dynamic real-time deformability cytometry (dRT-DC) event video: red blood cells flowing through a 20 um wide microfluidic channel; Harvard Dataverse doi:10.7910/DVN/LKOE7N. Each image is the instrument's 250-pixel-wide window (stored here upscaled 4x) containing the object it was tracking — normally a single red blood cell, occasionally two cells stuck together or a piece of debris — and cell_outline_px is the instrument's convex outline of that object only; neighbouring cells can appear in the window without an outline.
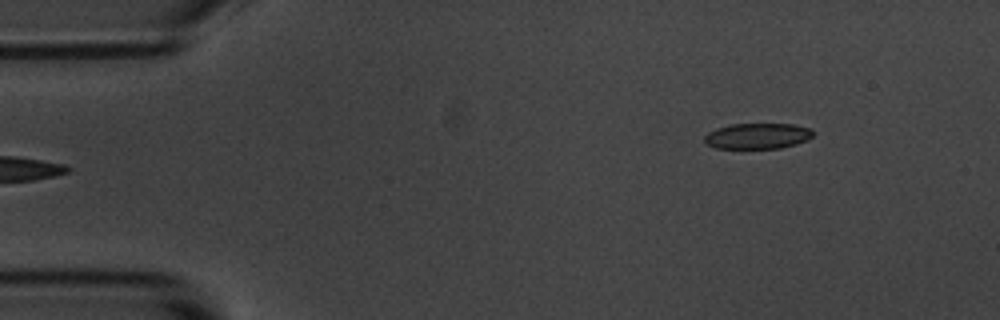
{"species": "common noctule bat (a hibernating species)", "species_latin": "Nyctalus noctula", "temperature_condition": "room temperature", "stored_images_in_passage": 49, "camera_frame_rate_fps": 3000, "um_per_image_px": 0.085, "animal": {"sex": "male", "body_mass_g": 20.1, "forearm_length_mm": 53.5}, "frame": {"image": 1, "passage_image": 1, "time_ms": 0.0, "image_size_px": [1000, 320], "cell_outline_px": [[812, 136], [808, 140], [796, 144], [780, 148], [716, 148], [708, 144], [704, 140], [704, 136], [708, 132], [716, 128], [732, 124], [792, 124], [812, 128]], "centroid_in_image_um": [64.4, 11.55], "position_along_channel_um": 20.6, "area_um2": 16.24}}
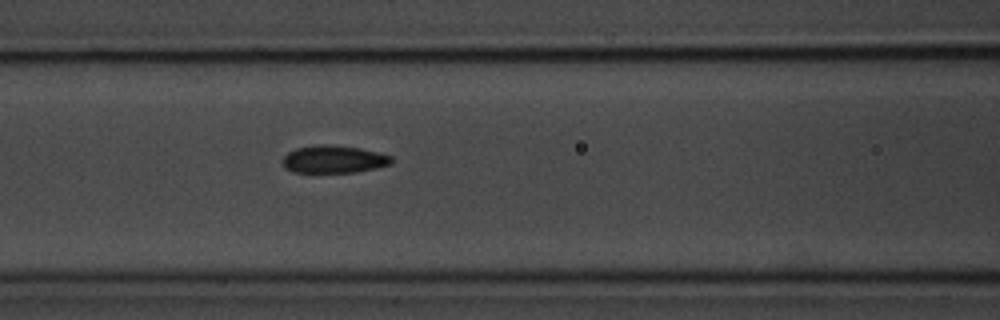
{"frame": {"image": 2, "passage_image": 17, "time_ms": 5.333, "image_size_px": [1000, 320], "cell_outline_px": [[392, 164], [376, 168], [356, 172], [296, 172], [284, 168], [284, 156], [288, 152], [296, 148], [312, 144], [324, 144], [360, 148], [392, 156]], "centroid_in_image_um": [28.37, 13.53], "position_along_channel_um": 138.2, "area_um2": 17.46}}
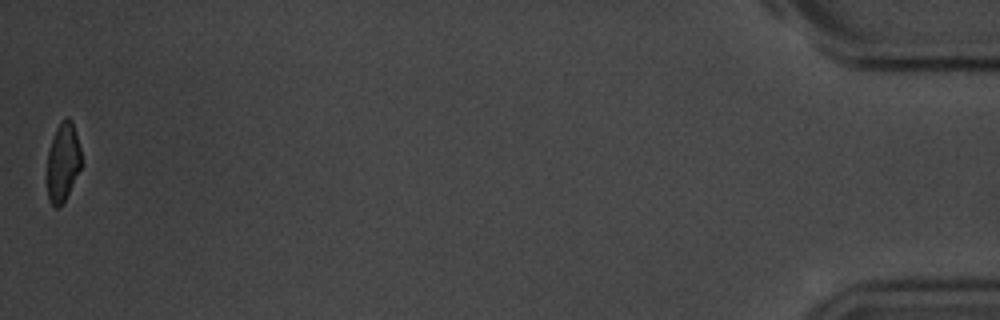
{"frame": {"image": 3, "passage_image": 49, "time_ms": 16.0, "image_size_px": [1000, 320], "cell_outline_px": [[80, 168], [64, 200], [56, 208], [48, 200], [48, 152], [56, 128], [64, 116], [68, 116], [72, 120], [80, 148]], "centroid_in_image_um": [5.34, 13.71], "position_along_channel_um": 429.9, "area_um2": 15.2}, "authors_computed_cell_mechanics": {"area_um2": 17.6868, "velocity_mm_per_s": 3.6338, "shape_relaxation_time_tau1_ms": 3.5215, "shape_relaxation_time_tau2_ms": 2.8857, "deformation_change_tau1": 0.0987, "deformation_change_tau2": 0.0889}}